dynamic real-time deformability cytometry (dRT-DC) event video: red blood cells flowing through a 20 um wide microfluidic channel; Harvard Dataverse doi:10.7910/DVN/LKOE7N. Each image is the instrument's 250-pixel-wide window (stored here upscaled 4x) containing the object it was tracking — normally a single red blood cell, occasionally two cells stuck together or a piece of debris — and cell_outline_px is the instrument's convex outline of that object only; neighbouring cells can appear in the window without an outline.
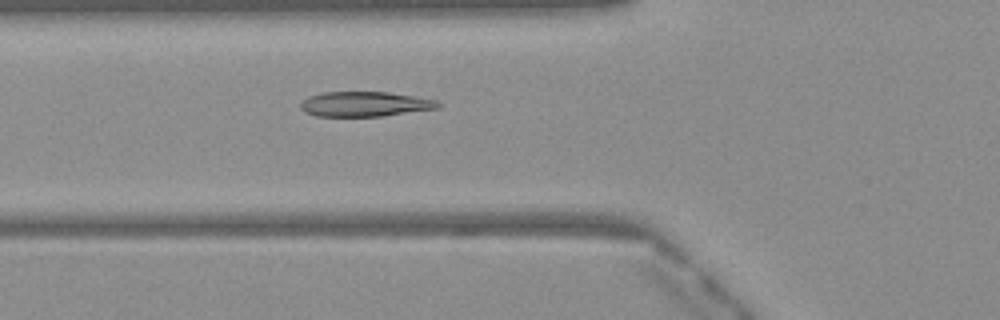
{"species": "Egyptian fruit bat (a non-hibernating species)", "species_latin": "Rousettus aegyptiacus", "temperature_condition": "warm", "stored_images_in_passage": 49, "camera_frame_rate_fps": 3000, "um_per_image_px": 0.085, "frame": {"image": 1, "passage_image": 18, "time_ms": 5.667, "image_size_px": [1000, 320], "cell_outline_px": [[444, 104], [440, 108], [380, 116], [316, 116], [304, 112], [300, 108], [300, 104], [308, 96], [324, 92], [388, 92], [416, 96], [440, 100]], "centroid_in_image_um": [31.08, 8.84], "position_along_channel_um": 94.7, "area_um2": 20.17}}
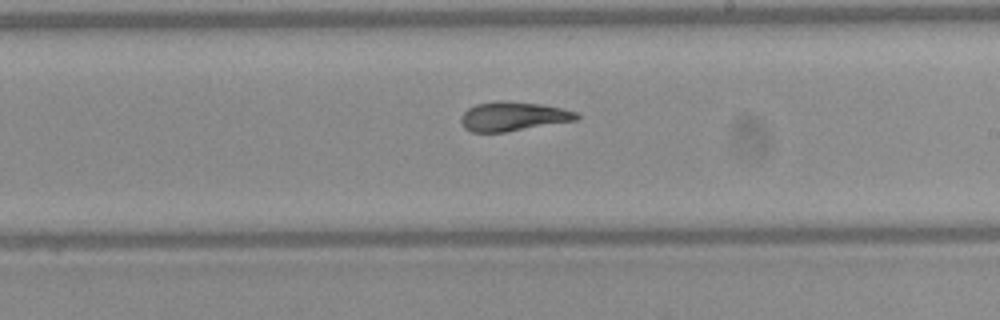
{"frame": {"image": 2, "passage_image": 29, "time_ms": 9.333, "image_size_px": [1000, 320], "cell_outline_px": [[580, 120], [504, 132], [472, 132], [464, 128], [460, 120], [460, 116], [468, 108], [476, 104], [500, 100], [504, 100], [540, 104], [560, 108], [576, 112], [580, 116]], "centroid_in_image_um": [43.61, 9.89], "position_along_channel_um": 245.4, "area_um2": 19.77}}
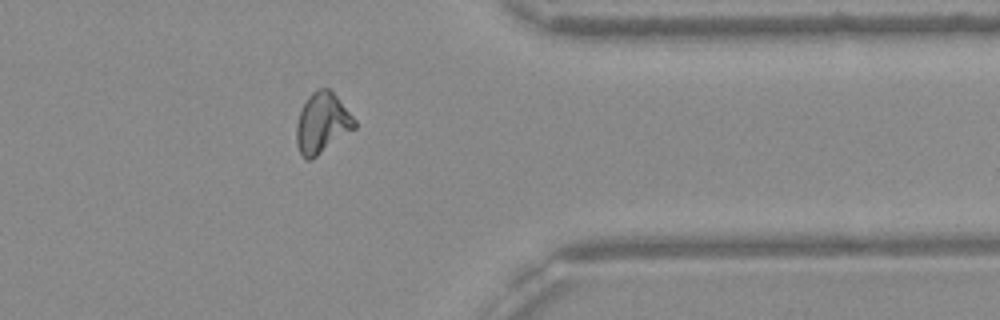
{"frame": {"image": 3, "passage_image": 40, "time_ms": 13.0, "image_size_px": [1000, 320], "cell_outline_px": [[356, 128], [312, 160], [304, 160], [296, 144], [296, 124], [300, 112], [308, 96], [316, 88], [328, 88], [336, 96], [356, 120]], "centroid_in_image_um": [27.37, 10.49], "position_along_channel_um": 384.0, "area_um2": 20.52}, "authors_computed_cell_mechanics": {"area_um2": 20.4612, "velocity_mm_per_s": 4.0899, "shape_relaxation_time_tau1_ms": null, "shape_relaxation_time_tau2_ms": 1.5781, "deformation_change_tau1": null, "deformation_change_tau2": 0.0621}}